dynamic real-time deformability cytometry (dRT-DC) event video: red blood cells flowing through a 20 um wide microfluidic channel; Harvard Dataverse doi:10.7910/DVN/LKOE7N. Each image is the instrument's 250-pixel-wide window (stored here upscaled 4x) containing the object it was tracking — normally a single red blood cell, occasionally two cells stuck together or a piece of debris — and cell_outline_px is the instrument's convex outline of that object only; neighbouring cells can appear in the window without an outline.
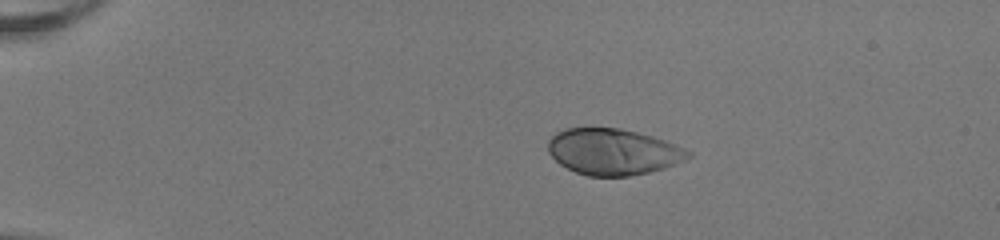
{"species": "human", "species_latin": "Homo sapiens", "temperature_condition": "room temperature", "stored_images_in_passage": 42, "camera_frame_rate_fps": 3000, "um_per_image_px": 0.085, "donor": {"sex": "female"}, "frame": {"image": 1, "passage_image": 1, "time_ms": 0.0, "image_size_px": [1000, 240], "cell_outline_px": [[692, 156], [664, 168], [648, 172], [628, 176], [588, 176], [576, 172], [560, 164], [548, 152], [548, 140], [556, 132], [564, 128], [620, 128], [652, 136], [664, 140], [684, 148], [692, 152]], "centroid_in_image_um": [52.09, 12.89], "position_along_channel_um": 32.9, "area_um2": 37.51}}
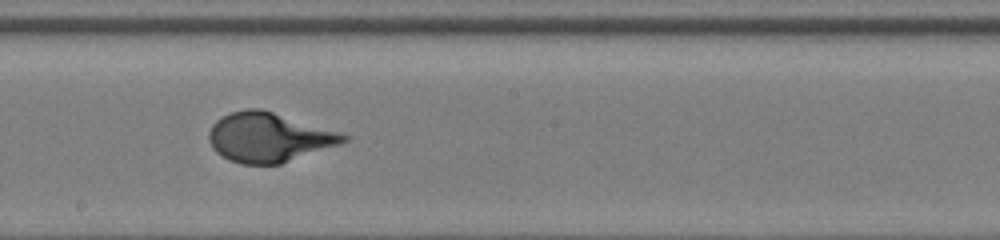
{"frame": {"image": 2, "passage_image": 21, "time_ms": 6.667, "image_size_px": [1000, 240], "cell_outline_px": [[352, 136], [348, 140], [340, 144], [280, 164], [240, 164], [216, 152], [212, 148], [208, 140], [208, 132], [212, 124], [216, 120], [232, 112], [244, 108], [260, 108]], "centroid_in_image_um": [22.83, 11.67], "position_along_channel_um": 225.4, "area_um2": 38.49}}
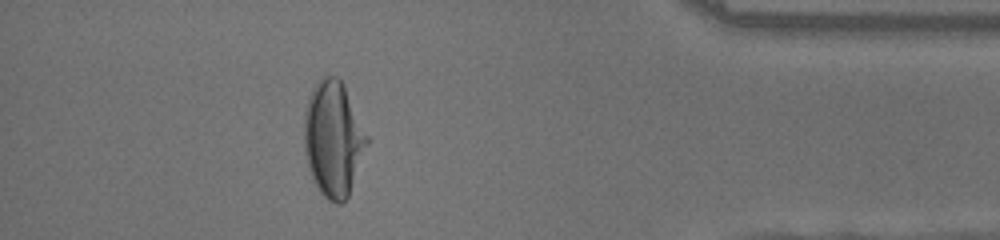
{"frame": {"image": 3, "passage_image": 37, "time_ms": 12.0, "image_size_px": [1000, 240], "cell_outline_px": [[372, 140], [348, 196], [340, 204], [336, 204], [328, 200], [320, 192], [308, 168], [304, 148], [304, 116], [308, 96], [312, 88], [324, 76], [336, 76], [344, 84]], "centroid_in_image_um": [28.38, 11.8], "position_along_channel_um": 406.8, "area_um2": 43.06}}